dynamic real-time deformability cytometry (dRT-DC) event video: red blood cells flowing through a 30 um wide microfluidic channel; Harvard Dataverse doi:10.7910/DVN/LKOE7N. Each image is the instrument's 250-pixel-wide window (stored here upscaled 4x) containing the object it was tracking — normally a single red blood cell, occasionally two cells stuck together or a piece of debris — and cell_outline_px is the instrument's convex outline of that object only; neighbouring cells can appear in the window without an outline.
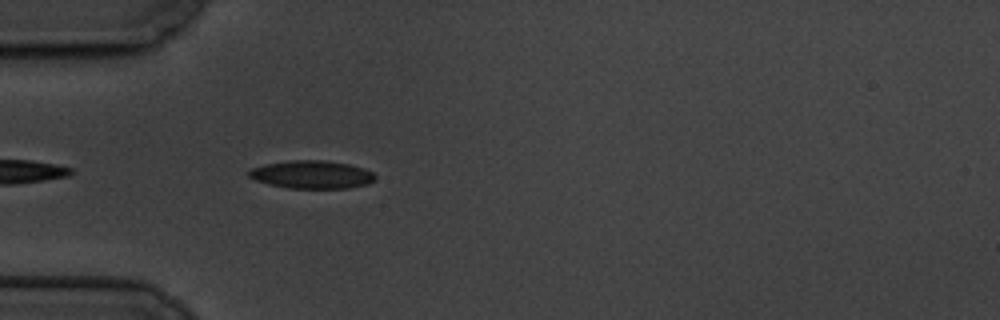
{"species": "common noctule bat (a hibernating species)", "species_latin": "Nyctalus noctula", "temperature_condition": "cold", "stored_images_in_passage": 5, "camera_frame_rate_fps": 3000, "um_per_image_px": 0.085, "animal": {"sex": "male", "body_mass_g": 19.5, "forearm_length_mm": 54.6}, "frame": {"image": 1, "passage_image": 5, "time_ms": 4.667, "image_size_px": [1000, 320], "cell_outline_px": [[376, 180], [368, 184], [348, 188], [288, 188], [268, 184], [256, 180], [248, 176], [248, 172], [252, 168], [268, 164], [292, 160], [324, 160], [348, 164], [364, 168], [372, 172], [376, 176]], "centroid_in_image_um": [26.54, 14.84], "position_along_channel_um": 58.5, "area_um2": 20.52}}